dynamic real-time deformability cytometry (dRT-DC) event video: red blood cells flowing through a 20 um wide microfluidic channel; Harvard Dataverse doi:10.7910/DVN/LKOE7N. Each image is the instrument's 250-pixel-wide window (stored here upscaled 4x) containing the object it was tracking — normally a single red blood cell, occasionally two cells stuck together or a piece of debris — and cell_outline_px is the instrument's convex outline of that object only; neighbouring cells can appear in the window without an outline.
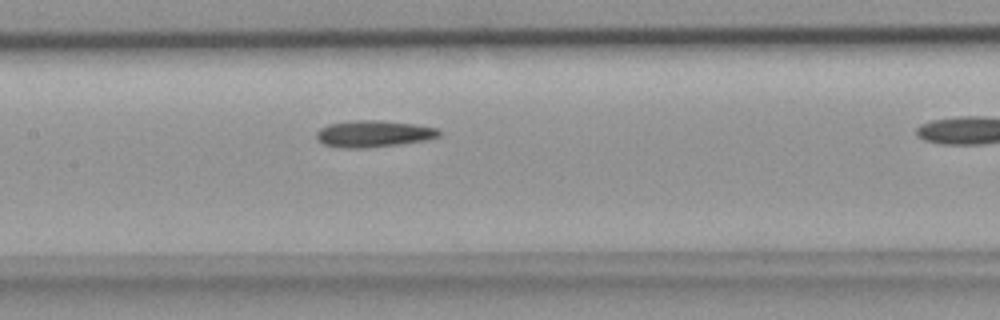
{"species": "common noctule bat (a hibernating species)", "species_latin": "Nyctalus noctula", "temperature_condition": "room temperature", "stored_images_in_passage": 27, "camera_frame_rate_fps": 3000, "um_per_image_px": 0.085, "animal": {"sex": "female", "body_mass_g": 18.4}, "frame": {"image": 1, "passage_image": 14, "time_ms": 4.333, "image_size_px": [1000, 320], "cell_outline_px": [[444, 132], [440, 136], [424, 140], [400, 144], [368, 148], [340, 148], [324, 144], [316, 140], [316, 132], [320, 128], [328, 124], [352, 120], [380, 120], [416, 124], [436, 128]], "centroid_in_image_um": [31.74, 11.37], "position_along_channel_um": 175.7, "area_um2": 19.31}}
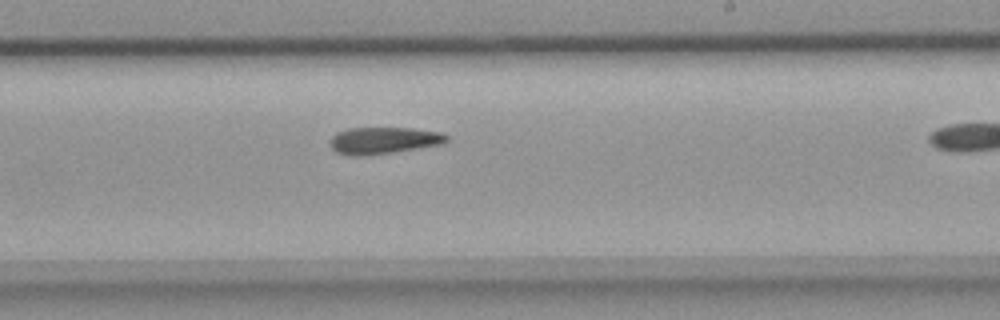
{"frame": {"image": 2, "passage_image": 19, "time_ms": 6.0, "image_size_px": [1000, 320], "cell_outline_px": [[448, 140], [444, 144], [368, 156], [348, 156], [336, 152], [328, 144], [332, 136], [336, 132], [348, 128], [412, 128], [444, 132], [448, 136]], "centroid_in_image_um": [32.6, 11.94], "position_along_channel_um": 256.4, "area_um2": 18.61}}
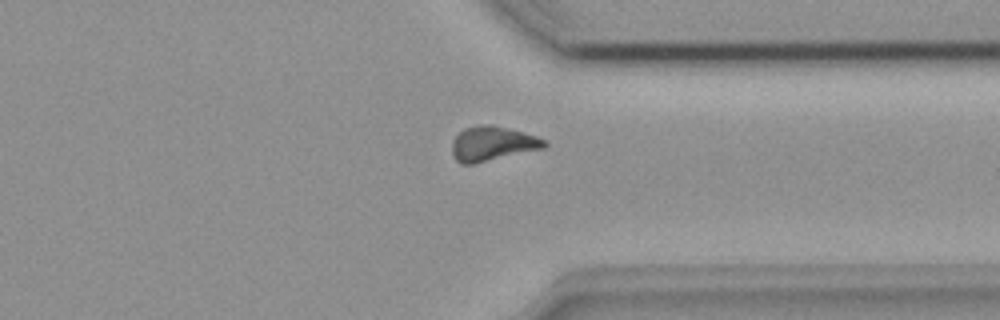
{"frame": {"image": 3, "passage_image": 26, "time_ms": 8.333, "image_size_px": [1000, 320], "cell_outline_px": [[548, 144], [544, 148], [476, 164], [460, 164], [452, 156], [452, 140], [464, 128], [488, 124], [492, 124], [508, 128], [536, 136], [544, 140]], "centroid_in_image_um": [41.83, 12.23], "position_along_channel_um": 369.6, "area_um2": 18.67}}